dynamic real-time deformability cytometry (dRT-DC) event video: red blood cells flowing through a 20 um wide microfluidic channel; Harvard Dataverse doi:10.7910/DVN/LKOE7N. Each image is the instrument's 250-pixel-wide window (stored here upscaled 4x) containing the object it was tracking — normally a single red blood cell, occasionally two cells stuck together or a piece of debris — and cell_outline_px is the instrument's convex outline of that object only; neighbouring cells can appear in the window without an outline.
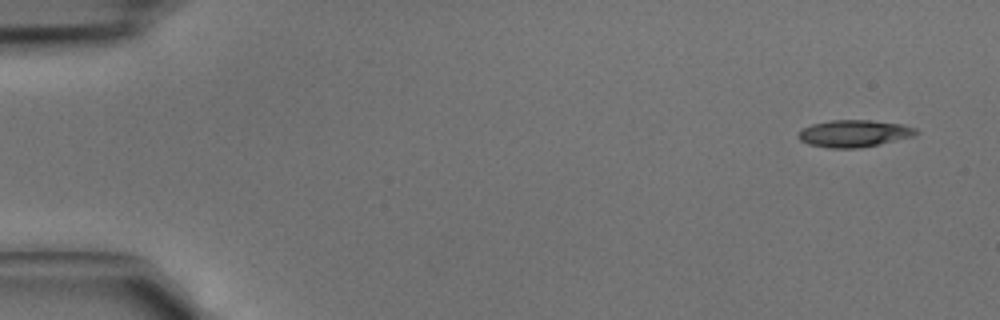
{"species": "common noctule bat (a hibernating species)", "species_latin": "Nyctalus noctula", "temperature_condition": "cold", "stored_images_in_passage": 4, "camera_frame_rate_fps": 3000, "um_per_image_px": 0.085, "animal": {"sex": "male", "body_mass_g": 15.6}, "frame": {"image": 1, "passage_image": 1, "time_ms": 0.0, "image_size_px": [1000, 320], "cell_outline_px": [[920, 132], [912, 136], [896, 140], [860, 148], [828, 148], [808, 144], [800, 140], [796, 136], [804, 128], [812, 124], [832, 120], [868, 120], [904, 124], [916, 128]], "centroid_in_image_um": [72.6, 11.34], "position_along_channel_um": 12.4, "area_um2": 18.5}}
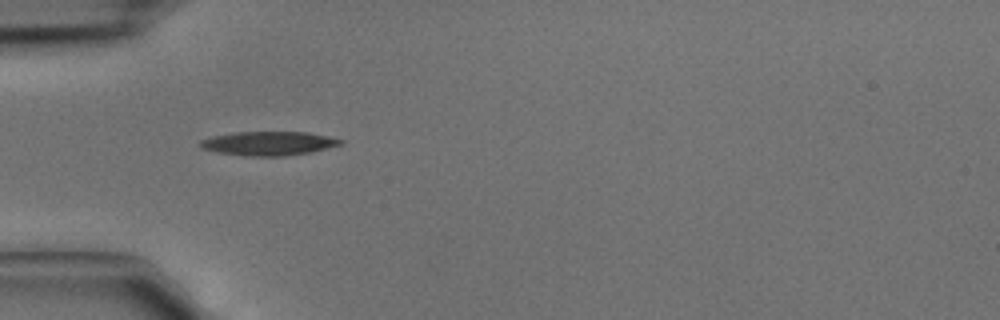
{"frame": {"image": 2, "passage_image": 4, "time_ms": 1.0, "image_size_px": [1000, 320], "cell_outline_px": [[344, 144], [312, 152], [284, 156], [248, 156], [216, 152], [200, 148], [200, 140], [212, 136], [236, 132], [308, 132], [328, 136], [344, 140]], "centroid_in_image_um": [22.85, 12.19], "position_along_channel_um": 62.1, "area_um2": 19.71}}